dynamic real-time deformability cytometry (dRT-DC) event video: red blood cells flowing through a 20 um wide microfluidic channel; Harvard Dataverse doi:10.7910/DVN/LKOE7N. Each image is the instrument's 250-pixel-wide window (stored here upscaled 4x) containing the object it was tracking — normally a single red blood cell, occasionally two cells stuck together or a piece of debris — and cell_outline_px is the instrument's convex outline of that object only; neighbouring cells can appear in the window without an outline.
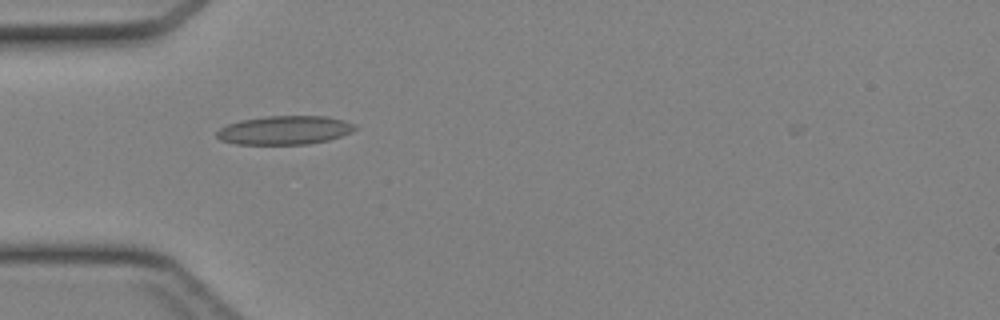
{"species": "Egyptian fruit bat (a non-hibernating species)", "species_latin": "Rousettus aegyptiacus", "temperature_condition": "cold", "stored_images_in_passage": 30, "camera_frame_rate_fps": 3000, "um_per_image_px": 0.085, "animal": {"sex": "female"}, "frame": {"image": 1, "passage_image": 1, "time_ms": 0.0, "image_size_px": [1000, 320], "cell_outline_px": [[356, 128], [352, 132], [328, 140], [308, 144], [236, 144], [220, 140], [216, 136], [216, 132], [220, 128], [228, 124], [240, 120], [264, 116], [328, 116], [344, 120], [356, 124]], "centroid_in_image_um": [24.2, 11.06], "position_along_channel_um": 60.8, "area_um2": 23.24}}
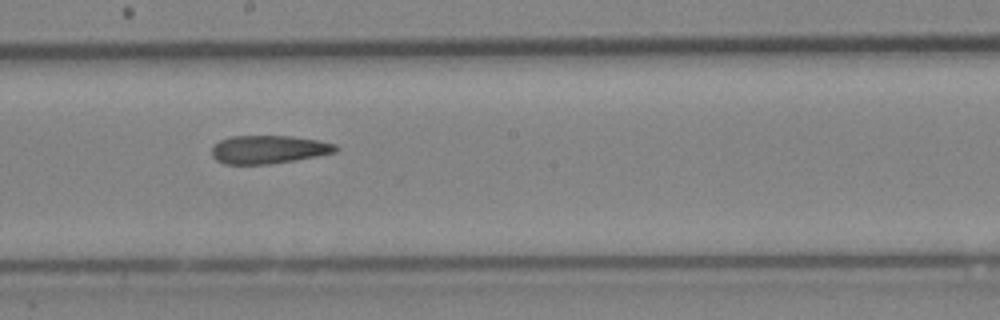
{"frame": {"image": 2, "passage_image": 12, "time_ms": 3.667, "image_size_px": [1000, 320], "cell_outline_px": [[340, 148], [336, 152], [296, 160], [268, 164], [224, 164], [216, 160], [212, 156], [212, 144], [228, 136], [292, 136], [316, 140], [336, 144]], "centroid_in_image_um": [22.8, 12.7], "position_along_channel_um": 225.4, "area_um2": 20.52}}
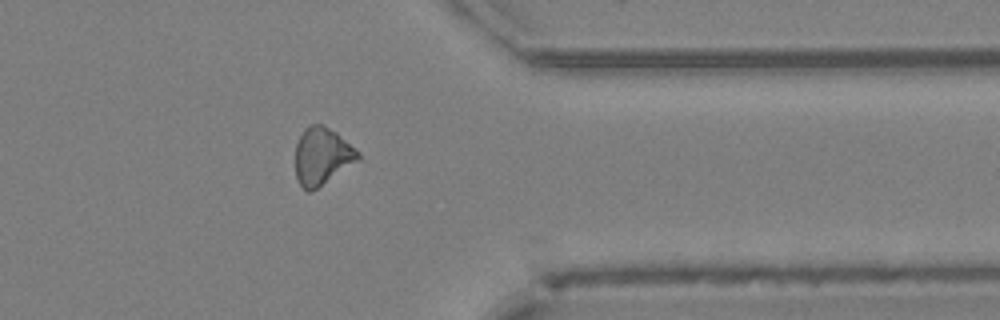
{"frame": {"image": 3, "passage_image": 23, "time_ms": 7.333, "image_size_px": [1000, 320], "cell_outline_px": [[360, 160], [316, 188], [308, 192], [296, 180], [296, 144], [304, 128], [312, 124], [324, 124], [336, 132], [356, 148], [360, 152]], "centroid_in_image_um": [27.39, 13.25], "position_along_channel_um": 384.0, "area_um2": 20.87}}